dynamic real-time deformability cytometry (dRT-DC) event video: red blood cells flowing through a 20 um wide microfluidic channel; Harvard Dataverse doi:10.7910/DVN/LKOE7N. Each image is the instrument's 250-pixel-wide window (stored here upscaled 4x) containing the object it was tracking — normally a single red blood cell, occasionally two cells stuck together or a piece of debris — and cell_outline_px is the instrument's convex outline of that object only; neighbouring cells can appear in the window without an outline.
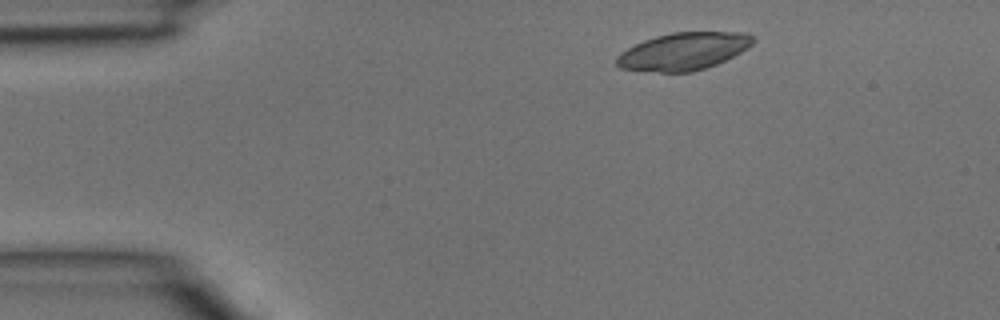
{"species": "common noctule bat (a hibernating species)", "species_latin": "Nyctalus noctula", "temperature_condition": "room temperature", "stored_images_in_passage": 2, "camera_frame_rate_fps": 3000, "um_per_image_px": 0.085, "animal": {"sex": "male", "body_mass_g": 15.6}, "frame": {"image": 1, "passage_image": 1, "time_ms": 0.0, "image_size_px": [1000, 320], "cell_outline_px": [[756, 40], [748, 48], [716, 64], [692, 72], [660, 72], [620, 68], [616, 64], [616, 56], [620, 52], [644, 40], [656, 36], [672, 32], [744, 32], [756, 36]], "centroid_in_image_um": [58.11, 4.35], "position_along_channel_um": 26.9, "area_um2": 29.71}}